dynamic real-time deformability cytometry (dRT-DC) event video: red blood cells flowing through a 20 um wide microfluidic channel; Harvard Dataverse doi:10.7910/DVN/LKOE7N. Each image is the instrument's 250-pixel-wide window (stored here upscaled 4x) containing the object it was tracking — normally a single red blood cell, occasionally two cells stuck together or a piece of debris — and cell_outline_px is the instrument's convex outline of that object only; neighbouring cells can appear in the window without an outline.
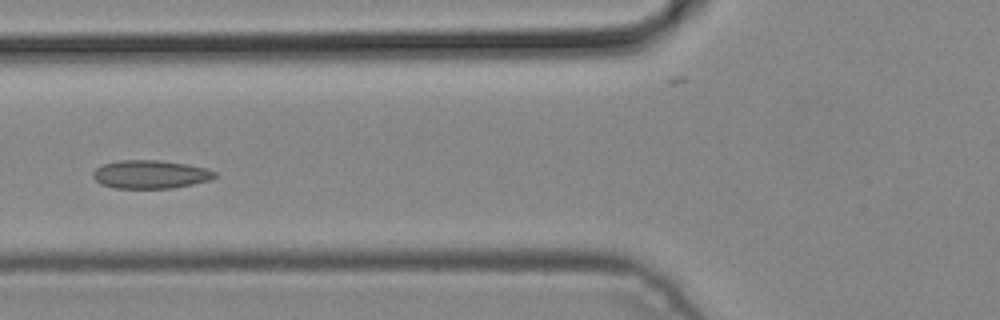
{"species": "common noctule bat (a hibernating species)", "species_latin": "Nyctalus noctula", "temperature_condition": "cold", "stored_images_in_passage": 6, "camera_frame_rate_fps": 3000, "um_per_image_px": 0.085, "animal": {"sex": "male", "body_mass_g": 19.2, "forearm_length_mm": 51.8}, "frame": {"image": 1, "passage_image": 5, "time_ms": 1.333, "image_size_px": [1000, 320], "cell_outline_px": [[216, 176], [208, 180], [192, 184], [172, 188], [116, 188], [100, 184], [92, 176], [92, 172], [96, 168], [104, 164], [120, 160], [160, 160], [188, 164], [208, 168], [216, 172]], "centroid_in_image_um": [12.78, 14.81], "position_along_channel_um": 113.0, "area_um2": 20.11}}
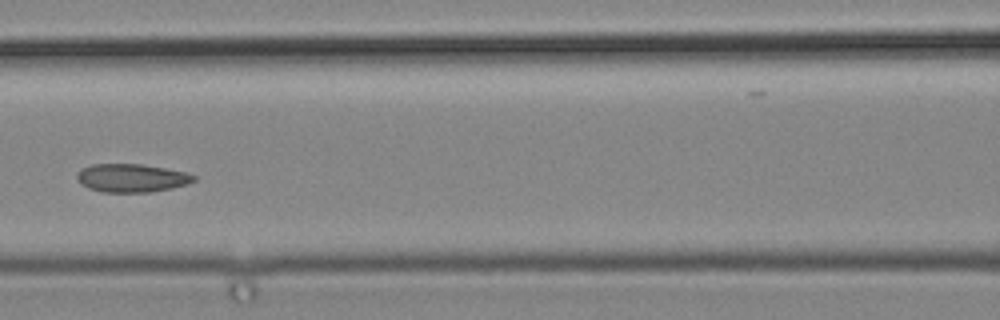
{"frame": {"image": 2, "passage_image": 6, "time_ms": 1.667, "image_size_px": [1000, 320], "cell_outline_px": [[196, 180], [188, 184], [172, 188], [152, 192], [104, 192], [88, 188], [80, 184], [76, 176], [80, 168], [92, 164], [140, 164], [164, 168], [184, 172], [196, 176]], "centroid_in_image_um": [11.17, 15.13], "position_along_channel_um": 155.4, "area_um2": 19.31}}